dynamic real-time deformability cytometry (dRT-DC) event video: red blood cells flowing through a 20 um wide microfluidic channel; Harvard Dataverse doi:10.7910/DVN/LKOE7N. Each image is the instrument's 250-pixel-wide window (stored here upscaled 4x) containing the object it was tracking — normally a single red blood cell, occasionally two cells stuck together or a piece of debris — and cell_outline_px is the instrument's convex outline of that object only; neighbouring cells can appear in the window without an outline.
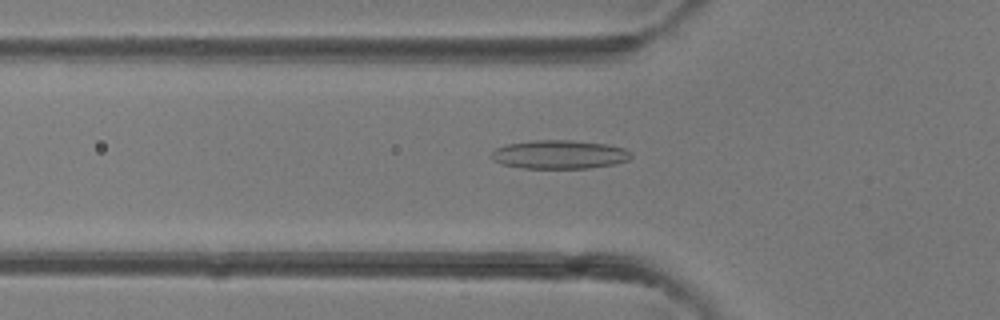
{"species": "common noctule bat (a hibernating species)", "species_latin": "Nyctalus noctula", "temperature_condition": "room temperature", "stored_images_in_passage": 31, "camera_frame_rate_fps": 3000, "um_per_image_px": 0.085, "animal": {"sex": "female"}, "frame": {"image": 1, "passage_image": 4, "time_ms": 1.0, "image_size_px": [1000, 320], "cell_outline_px": [[632, 156], [628, 160], [612, 164], [588, 168], [520, 168], [500, 164], [492, 160], [492, 152], [496, 148], [508, 144], [532, 140], [572, 140], [608, 144], [624, 148], [632, 152]], "centroid_in_image_um": [47.54, 13.13], "position_along_channel_um": 78.3, "area_um2": 23.41}}
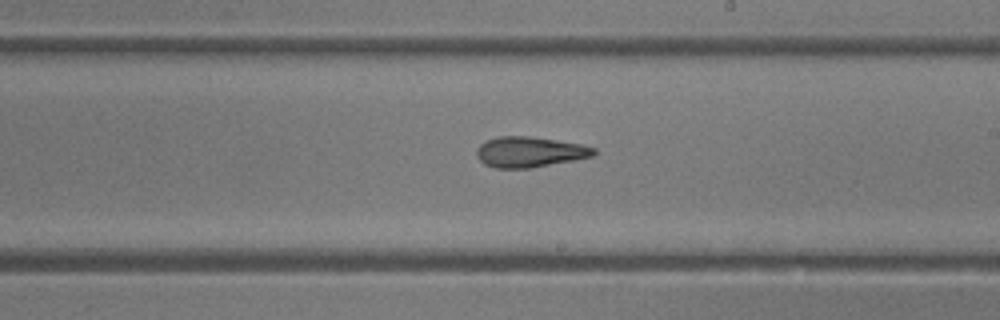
{"frame": {"image": 2, "passage_image": 14, "time_ms": 4.333, "image_size_px": [1000, 320], "cell_outline_px": [[596, 152], [592, 156], [532, 168], [496, 168], [484, 164], [476, 156], [476, 148], [484, 140], [496, 136], [528, 136], [584, 144], [596, 148]], "centroid_in_image_um": [44.98, 12.9], "position_along_channel_um": 244.0, "area_um2": 20.98}}
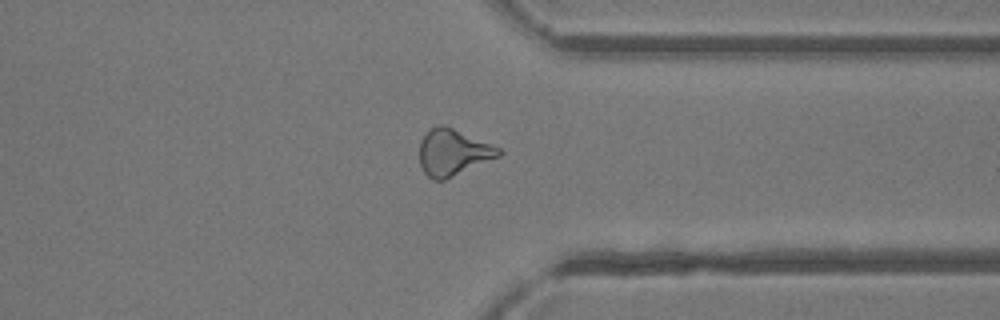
{"frame": {"image": 3, "passage_image": 22, "time_ms": 7.0, "image_size_px": [1000, 320], "cell_outline_px": [[504, 152], [500, 156], [444, 180], [432, 180], [424, 172], [420, 164], [420, 140], [428, 128], [440, 124], [444, 124], [500, 148]], "centroid_in_image_um": [38.48, 12.94], "position_along_channel_um": 372.9, "area_um2": 21.44}}